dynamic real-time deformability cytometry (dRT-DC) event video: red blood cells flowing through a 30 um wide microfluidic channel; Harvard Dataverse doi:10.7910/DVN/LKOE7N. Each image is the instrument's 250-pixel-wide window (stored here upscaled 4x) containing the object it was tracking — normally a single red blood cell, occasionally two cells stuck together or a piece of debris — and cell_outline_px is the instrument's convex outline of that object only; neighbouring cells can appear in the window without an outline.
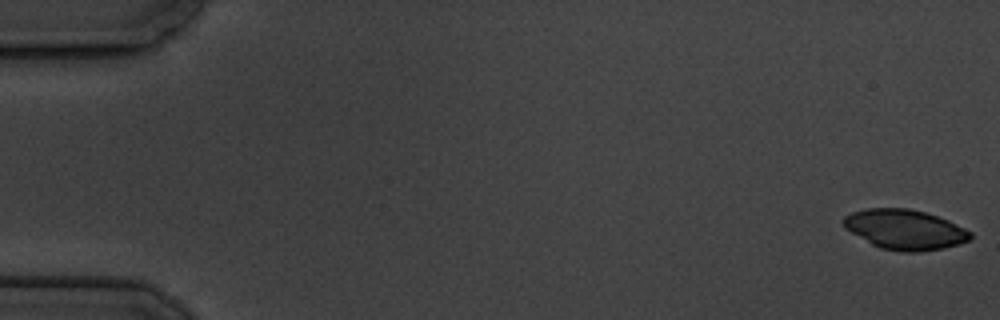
{"species": "common noctule bat (a hibernating species)", "species_latin": "Nyctalus noctula", "temperature_condition": "cold", "stored_images_in_passage": 7, "camera_frame_rate_fps": 3000, "um_per_image_px": 0.085, "animal": {"sex": "male", "body_mass_g": 19.5, "forearm_length_mm": 54.6}, "frame": {"image": 1, "passage_image": 1, "time_ms": 0.0, "image_size_px": [1000, 320], "cell_outline_px": [[972, 236], [968, 240], [944, 248], [920, 252], [900, 252], [880, 248], [872, 244], [844, 228], [840, 220], [844, 216], [852, 212], [868, 208], [908, 208], [924, 212], [948, 220], [972, 232]], "centroid_in_image_um": [76.87, 19.51], "position_along_channel_um": 8.1, "area_um2": 29.54}}